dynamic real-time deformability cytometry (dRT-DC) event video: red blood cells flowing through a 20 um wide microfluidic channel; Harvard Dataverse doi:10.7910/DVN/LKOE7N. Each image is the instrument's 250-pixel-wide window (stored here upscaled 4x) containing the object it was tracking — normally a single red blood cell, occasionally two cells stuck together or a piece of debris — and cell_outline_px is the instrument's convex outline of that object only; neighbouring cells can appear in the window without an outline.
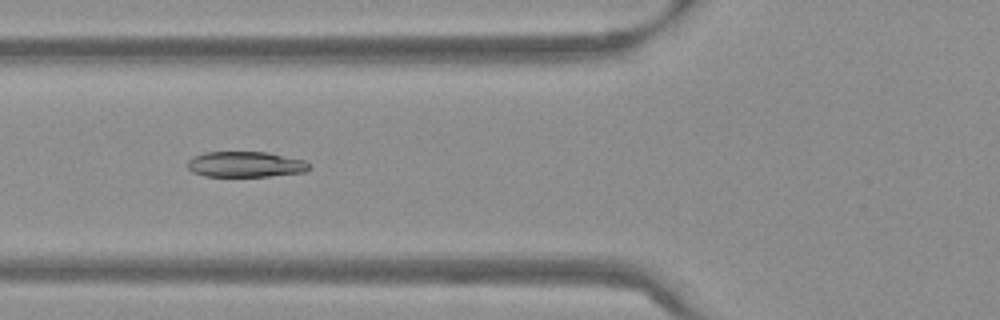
{"species": "Egyptian fruit bat (a non-hibernating species)", "species_latin": "Rousettus aegyptiacus", "temperature_condition": "warm", "stored_images_in_passage": 42, "camera_frame_rate_fps": 3000, "um_per_image_px": 0.085, "frame": {"image": 1, "passage_image": 9, "time_ms": 2.667, "image_size_px": [1000, 320], "cell_outline_px": [[308, 168], [304, 172], [268, 176], [204, 176], [192, 172], [188, 168], [188, 160], [192, 156], [204, 152], [268, 152], [304, 160], [308, 164]], "centroid_in_image_um": [20.81, 13.96], "position_along_channel_um": 105.0, "area_um2": 18.09}}
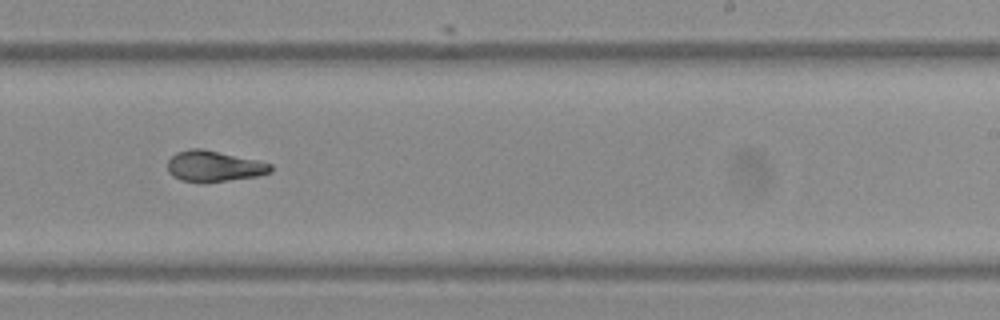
{"frame": {"image": 2, "passage_image": 22, "time_ms": 7.0, "image_size_px": [1000, 320], "cell_outline_px": [[272, 172], [256, 176], [224, 180], [180, 180], [172, 176], [168, 172], [168, 160], [176, 152], [192, 148], [200, 148], [256, 160], [272, 164]], "centroid_in_image_um": [18.17, 14.1], "position_along_channel_um": 270.8, "area_um2": 17.86}}
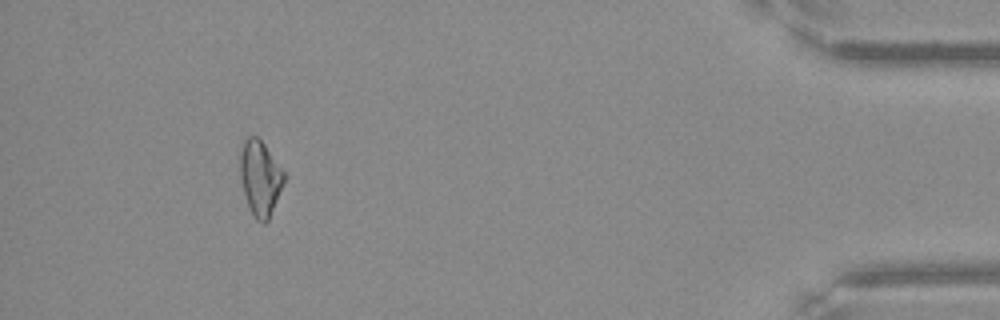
{"frame": {"image": 3, "passage_image": 38, "time_ms": 12.333, "image_size_px": [1000, 320], "cell_outline_px": [[284, 180], [268, 220], [264, 224], [256, 220], [248, 204], [240, 180], [240, 156], [244, 140], [248, 136], [256, 136], [264, 144], [284, 172]], "centroid_in_image_um": [22.09, 15.12], "position_along_channel_um": 413.1, "area_um2": 18.67}, "authors_computed_cell_mechanics": {"area_um2": 18.9295, "velocity_mm_per_s": 3.8231, "shape_relaxation_time_tau1_ms": 9.4002, "shape_relaxation_time_tau2_ms": 2.169, "deformation_change_tau1": 0.2743, "deformation_change_tau2": 0.0793}}